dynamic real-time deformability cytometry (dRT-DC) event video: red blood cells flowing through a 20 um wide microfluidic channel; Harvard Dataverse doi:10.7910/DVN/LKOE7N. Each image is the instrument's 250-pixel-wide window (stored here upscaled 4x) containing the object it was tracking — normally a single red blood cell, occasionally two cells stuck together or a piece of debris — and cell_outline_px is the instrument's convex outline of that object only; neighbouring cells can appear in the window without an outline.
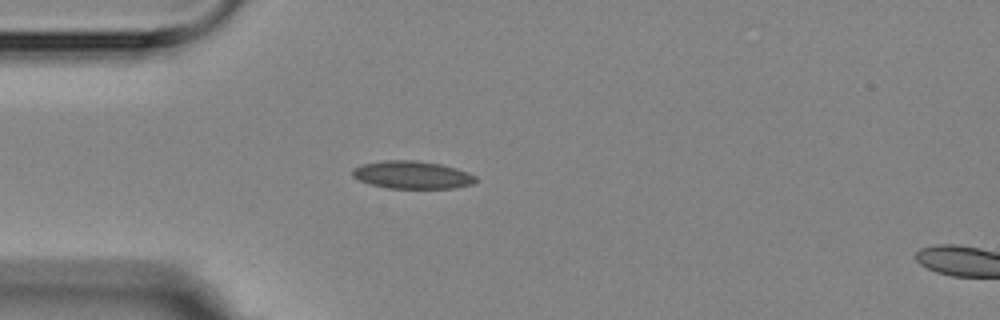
{"species": "Egyptian fruit bat (a non-hibernating species)", "species_latin": "Rousettus aegyptiacus", "temperature_condition": "room temperature", "stored_images_in_passage": 1, "camera_frame_rate_fps": 3000, "um_per_image_px": 0.085, "animal": {"sex": "female"}, "frame": {"image": 1, "passage_image": 1, "time_ms": 0.0, "image_size_px": [1000, 320], "cell_outline_px": [[476, 180], [472, 184], [456, 188], [388, 188], [372, 184], [360, 180], [352, 176], [352, 168], [360, 164], [384, 160], [416, 160], [440, 164], [456, 168], [468, 172], [476, 176]], "centroid_in_image_um": [35.03, 14.85], "position_along_channel_um": 50.0, "area_um2": 19.94}}